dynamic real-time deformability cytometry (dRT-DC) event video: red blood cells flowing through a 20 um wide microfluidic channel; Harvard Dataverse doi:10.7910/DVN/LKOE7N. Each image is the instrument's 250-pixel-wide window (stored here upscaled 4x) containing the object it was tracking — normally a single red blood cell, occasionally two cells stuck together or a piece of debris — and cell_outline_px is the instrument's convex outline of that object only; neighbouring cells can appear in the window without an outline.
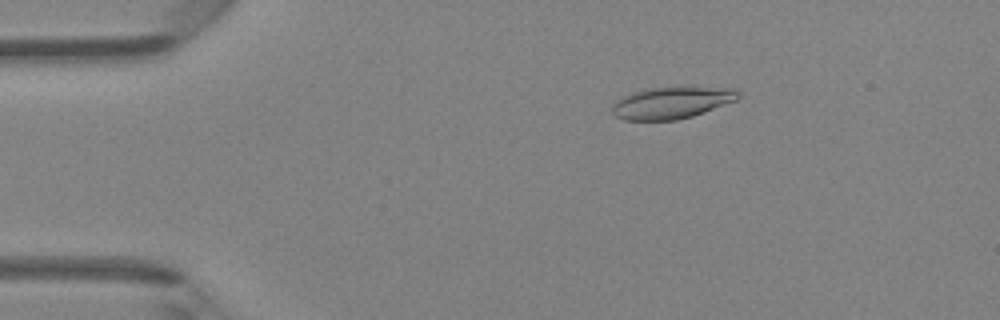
{"species": "Egyptian fruit bat (a non-hibernating species)", "species_latin": "Rousettus aegyptiacus", "temperature_condition": "room temperature", "stored_images_in_passage": 47, "camera_frame_rate_fps": 3000, "um_per_image_px": 0.085, "animal": {"sex": "female"}, "frame": {"image": 1, "passage_image": 8, "time_ms": 2.333, "image_size_px": [1000, 320], "cell_outline_px": [[740, 96], [736, 100], [704, 112], [692, 116], [676, 120], [624, 120], [616, 116], [612, 112], [612, 104], [616, 100], [632, 92], [644, 88], [732, 88], [740, 92]], "centroid_in_image_um": [57.05, 8.74], "position_along_channel_um": 28.0, "area_um2": 23.06}}
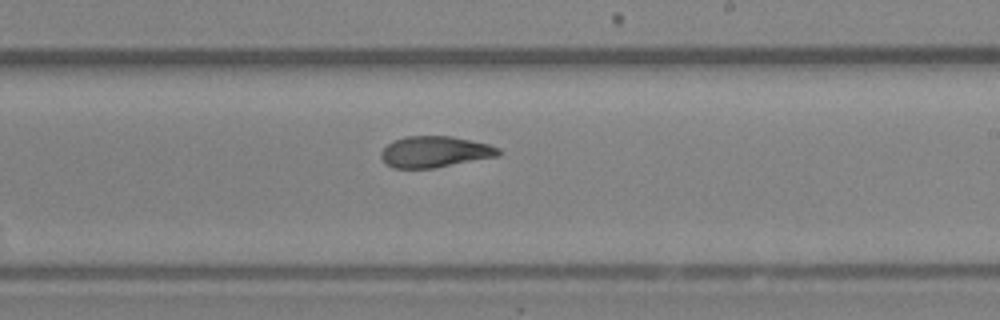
{"frame": {"image": 2, "passage_image": 28, "time_ms": 9.0, "image_size_px": [1000, 320], "cell_outline_px": [[500, 156], [436, 168], [392, 168], [384, 164], [380, 156], [380, 152], [392, 140], [404, 136], [452, 136], [488, 144], [500, 148]], "centroid_in_image_um": [36.94, 12.91], "position_along_channel_um": 252.1, "area_um2": 21.68}}
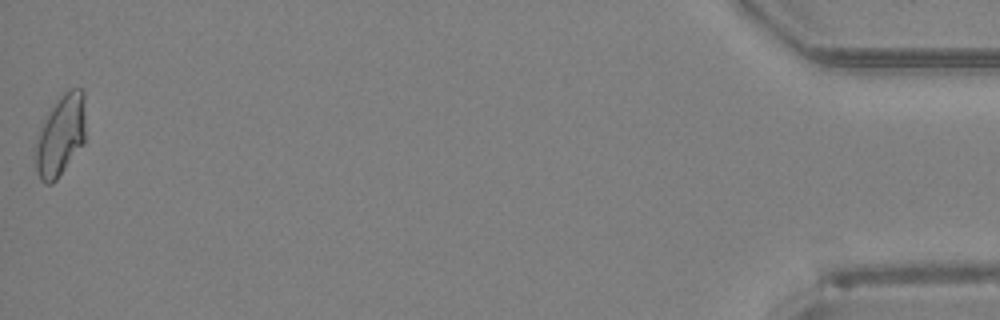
{"frame": {"image": 3, "passage_image": 47, "time_ms": 15.333, "image_size_px": [1000, 320], "cell_outline_px": [[84, 144], [56, 180], [52, 184], [44, 184], [40, 180], [36, 172], [32, 148], [40, 128], [48, 112], [60, 96], [68, 88], [84, 88]], "centroid_in_image_um": [5.1, 11.54], "position_along_channel_um": 430.1, "area_um2": 24.22}, "authors_computed_cell_mechanics": {"area_um2": 22.3686, "velocity_mm_per_s": 4.3089, "shape_relaxation_time_tau1_ms": null, "shape_relaxation_time_tau2_ms": 2.2513, "deformation_change_tau1": null, "deformation_change_tau2": 0.0867}}